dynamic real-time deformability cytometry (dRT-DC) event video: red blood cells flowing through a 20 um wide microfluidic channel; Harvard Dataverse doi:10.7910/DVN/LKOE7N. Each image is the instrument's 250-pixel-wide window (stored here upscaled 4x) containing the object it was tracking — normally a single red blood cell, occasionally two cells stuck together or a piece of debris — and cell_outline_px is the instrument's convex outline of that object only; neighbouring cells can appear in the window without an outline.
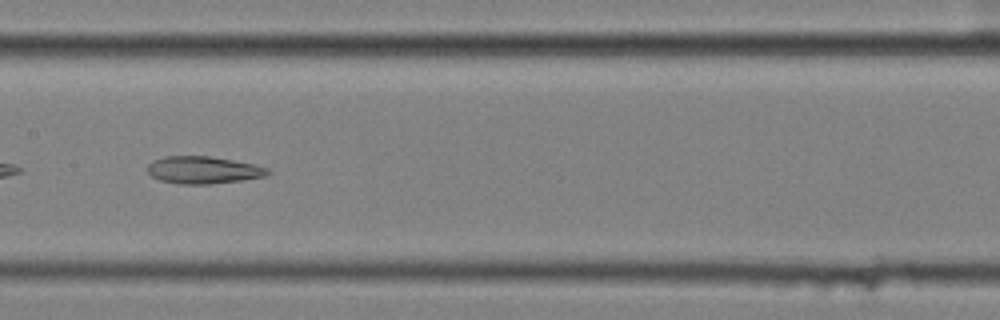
{"species": "common noctule bat (a hibernating species)", "species_latin": "Nyctalus noctula", "temperature_condition": "cold", "stored_images_in_passage": 14, "camera_frame_rate_fps": 3000, "um_per_image_px": 0.085, "animal": {"sex": "female", "body_mass_g": 25.1}, "frame": {"image": 1, "passage_image": 8, "time_ms": 2.333, "image_size_px": [1000, 320], "cell_outline_px": [[272, 172], [264, 176], [244, 180], [208, 184], [180, 184], [160, 180], [152, 176], [148, 172], [148, 164], [152, 160], [164, 156], [208, 156], [256, 164], [268, 168]], "centroid_in_image_um": [17.29, 14.45], "position_along_channel_um": 190.1, "area_um2": 19.19}}
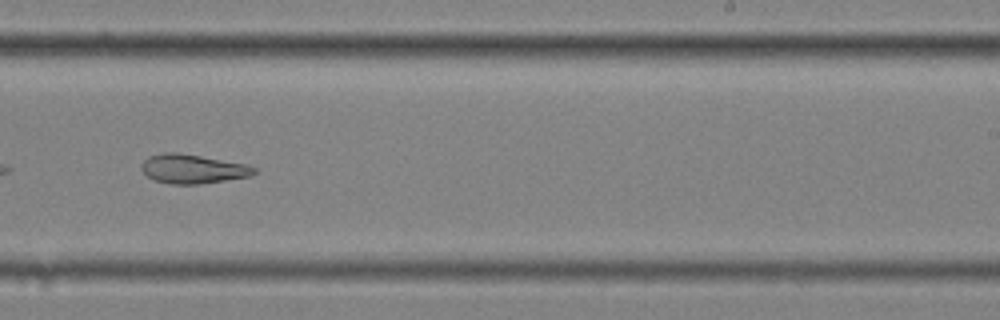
{"frame": {"image": 2, "passage_image": 10, "time_ms": 3.0, "image_size_px": [1000, 320], "cell_outline_px": [[256, 172], [248, 176], [224, 180], [196, 184], [172, 184], [156, 180], [148, 176], [140, 168], [140, 164], [148, 156], [164, 152], [176, 152], [200, 156], [244, 164], [256, 168]], "centroid_in_image_um": [16.32, 14.34], "position_along_channel_um": 272.7, "area_um2": 18.73}}